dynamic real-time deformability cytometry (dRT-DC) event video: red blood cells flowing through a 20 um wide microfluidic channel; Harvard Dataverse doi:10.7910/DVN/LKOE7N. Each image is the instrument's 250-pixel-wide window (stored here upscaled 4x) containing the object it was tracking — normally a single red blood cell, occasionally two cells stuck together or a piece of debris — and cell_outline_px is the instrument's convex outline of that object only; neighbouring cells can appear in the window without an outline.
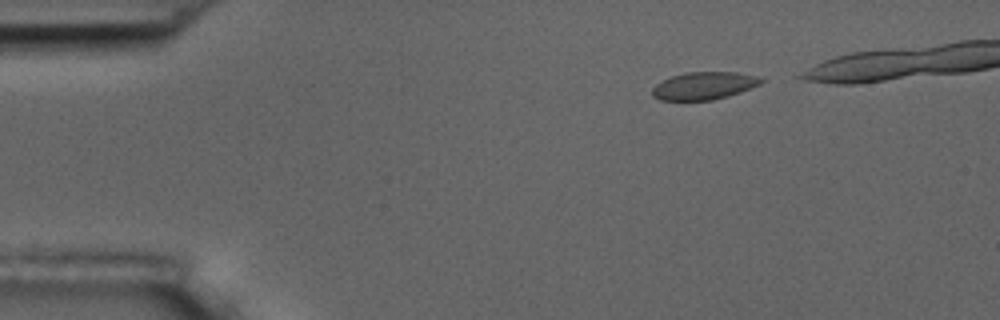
{"species": "common noctule bat (a hibernating species)", "species_latin": "Nyctalus noctula", "temperature_condition": "room temperature", "stored_images_in_passage": 4, "camera_frame_rate_fps": 3000, "um_per_image_px": 0.085, "animal": {"sex": "male", "body_mass_g": 17.5, "forearm_length_mm": 52.3}, "frame": {"image": 1, "passage_image": 1, "time_ms": 0.0, "image_size_px": [1000, 320], "cell_outline_px": [[764, 80], [760, 84], [740, 92], [728, 96], [712, 100], [660, 100], [652, 96], [652, 88], [656, 84], [672, 76], [684, 72], [736, 72], [756, 76]], "centroid_in_image_um": [59.81, 7.29], "position_along_channel_um": 25.2, "area_um2": 17.4}}